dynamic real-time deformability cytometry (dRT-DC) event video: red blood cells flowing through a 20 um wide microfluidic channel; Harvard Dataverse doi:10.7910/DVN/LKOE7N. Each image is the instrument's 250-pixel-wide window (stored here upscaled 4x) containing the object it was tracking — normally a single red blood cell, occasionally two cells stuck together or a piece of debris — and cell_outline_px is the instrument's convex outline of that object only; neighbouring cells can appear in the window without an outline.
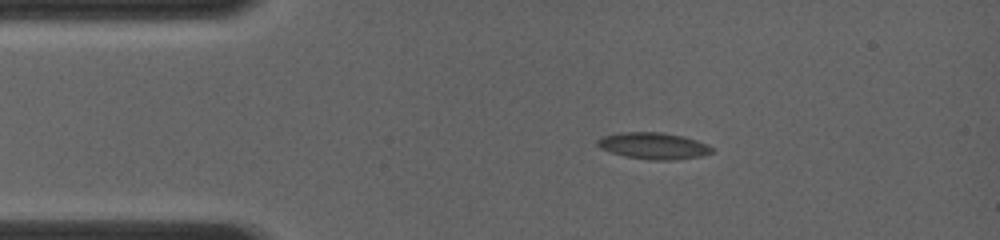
{"species": "common noctule bat (a hibernating species)", "species_latin": "Nyctalus noctula", "temperature_condition": "room temperature", "stored_images_in_passage": 24, "camera_frame_rate_fps": 4000, "um_per_image_px": 0.085, "animal": {"sex": "female", "body_mass_g": 19.0, "forearm_length_mm": 56.7}, "frame": {"image": 1, "passage_image": 1, "time_ms": 0.0, "image_size_px": [1000, 240], "cell_outline_px": [[712, 152], [700, 156], [676, 160], [648, 160], [624, 156], [600, 148], [596, 144], [596, 140], [604, 136], [620, 132], [664, 132], [684, 136], [708, 144], [712, 148]], "centroid_in_image_um": [55.54, 12.39], "position_along_channel_um": 29.5, "area_um2": 17.8}}
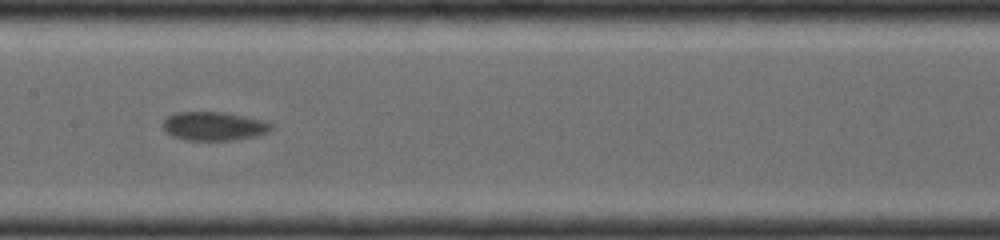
{"frame": {"image": 2, "passage_image": 10, "time_ms": 4.75, "image_size_px": [1000, 240], "cell_outline_px": [[272, 128], [268, 132], [256, 136], [236, 140], [184, 140], [172, 136], [164, 128], [164, 120], [168, 116], [176, 112], [224, 112], [264, 120], [272, 124]], "centroid_in_image_um": [18.21, 10.72], "position_along_channel_um": 189.2, "area_um2": 18.09}}
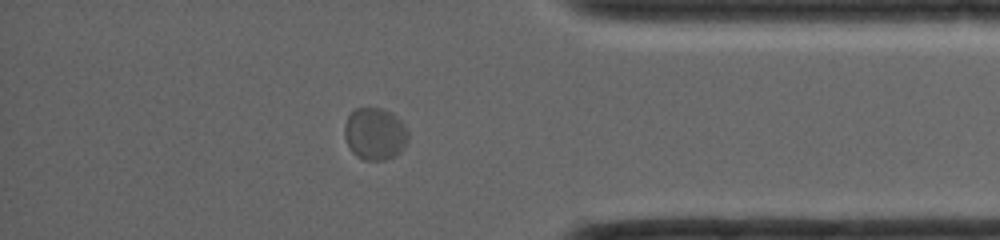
{"frame": {"image": 3, "passage_image": 20, "time_ms": 10.0, "image_size_px": [1000, 240], "cell_outline_px": [[408, 140], [404, 148], [400, 152], [384, 160], [364, 160], [356, 156], [352, 152], [344, 136], [344, 124], [348, 116], [356, 108], [380, 108], [396, 116], [404, 124], [408, 132]], "centroid_in_image_um": [31.86, 11.38], "position_along_channel_um": 403.3, "area_um2": 19.31}}